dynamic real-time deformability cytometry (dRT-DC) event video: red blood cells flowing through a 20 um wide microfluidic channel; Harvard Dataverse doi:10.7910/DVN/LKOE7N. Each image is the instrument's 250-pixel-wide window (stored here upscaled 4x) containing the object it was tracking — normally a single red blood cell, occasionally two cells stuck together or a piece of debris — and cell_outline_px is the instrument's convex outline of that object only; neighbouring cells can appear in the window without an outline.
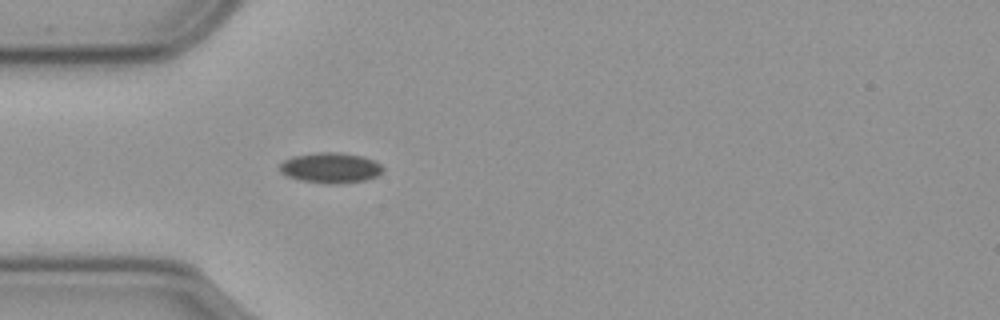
{"species": "common noctule bat (a hibernating species)", "species_latin": "Nyctalus noctula", "temperature_condition": "cold", "stored_images_in_passage": 41, "camera_frame_rate_fps": 3000, "um_per_image_px": 0.085, "animal": {"sex": "male", "body_mass_g": 23.1, "forearm_length_mm": 52.7}, "frame": {"image": 1, "passage_image": 1, "time_ms": 0.0, "image_size_px": [1000, 320], "cell_outline_px": [[384, 168], [376, 176], [364, 180], [336, 184], [328, 184], [300, 180], [288, 176], [280, 172], [280, 164], [284, 160], [292, 156], [316, 152], [340, 152], [364, 156], [380, 164]], "centroid_in_image_um": [28.07, 14.25], "position_along_channel_um": 56.9, "area_um2": 18.26}}
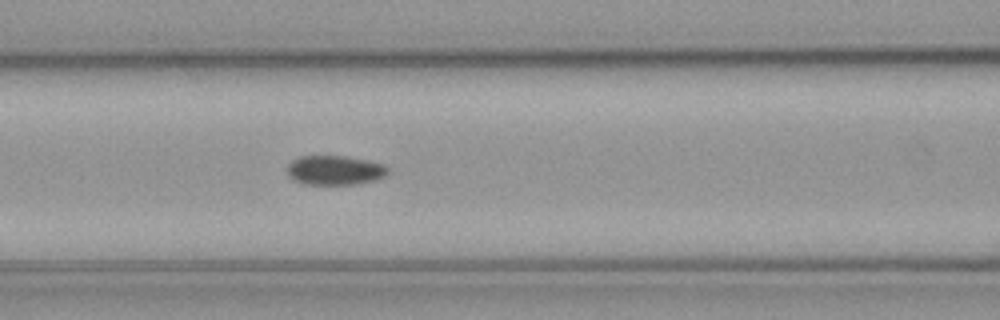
{"frame": {"image": 2, "passage_image": 8, "time_ms": 2.333, "image_size_px": [1000, 320], "cell_outline_px": [[388, 172], [384, 176], [372, 180], [352, 184], [304, 184], [288, 176], [288, 164], [292, 160], [300, 156], [344, 156], [368, 160], [380, 164], [388, 168]], "centroid_in_image_um": [28.42, 14.46], "position_along_channel_um": 138.2, "area_um2": 16.94}}
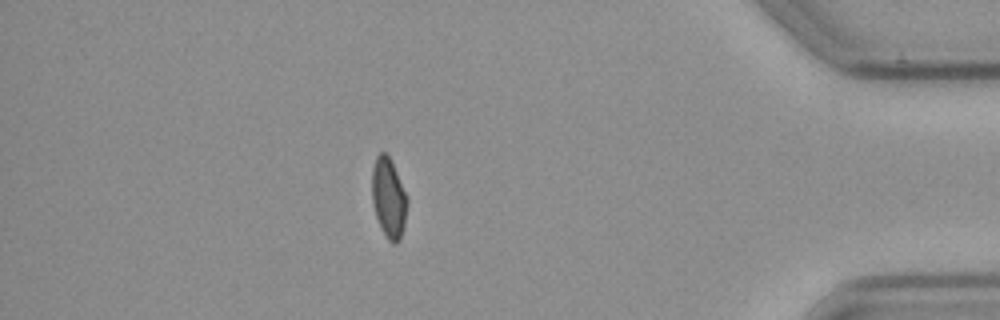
{"frame": {"image": 3, "passage_image": 34, "time_ms": 11.0, "image_size_px": [1000, 320], "cell_outline_px": [[408, 204], [404, 224], [400, 240], [396, 244], [392, 244], [388, 240], [376, 216], [372, 204], [372, 168], [376, 156], [380, 152], [384, 152], [392, 160], [408, 196]], "centroid_in_image_um": [33.05, 16.79], "position_along_channel_um": 402.2, "area_um2": 16.65}, "authors_computed_cell_mechanics": {"area_um2": 17.1666, "velocity_mm_per_s": 3.5879, "shape_relaxation_time_tau1_ms": null, "shape_relaxation_time_tau2_ms": 3.5075, "deformation_change_tau1": null, "deformation_change_tau2": 0.0625}}